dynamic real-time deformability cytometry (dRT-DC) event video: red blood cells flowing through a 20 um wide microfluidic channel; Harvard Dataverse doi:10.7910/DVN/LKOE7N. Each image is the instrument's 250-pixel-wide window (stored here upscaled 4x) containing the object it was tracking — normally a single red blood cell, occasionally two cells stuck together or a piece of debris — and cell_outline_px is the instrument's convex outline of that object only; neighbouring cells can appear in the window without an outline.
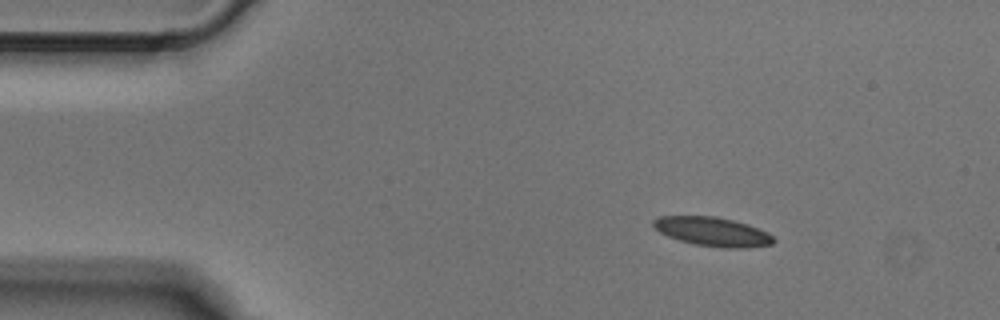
{"species": "Egyptian fruit bat (a non-hibernating species)", "species_latin": "Rousettus aegyptiacus", "temperature_condition": "cold", "stored_images_in_passage": 4, "camera_frame_rate_fps": 3000, "um_per_image_px": 0.085, "animal": {"sex": "male"}, "frame": {"image": 1, "passage_image": 2, "time_ms": 0.333, "image_size_px": [1000, 320], "cell_outline_px": [[776, 240], [772, 244], [744, 248], [724, 248], [696, 244], [680, 240], [668, 236], [660, 232], [652, 224], [652, 220], [660, 216], [716, 216], [748, 224], [768, 232]], "centroid_in_image_um": [60.58, 19.68], "position_along_channel_um": 24.4, "area_um2": 20.23}}
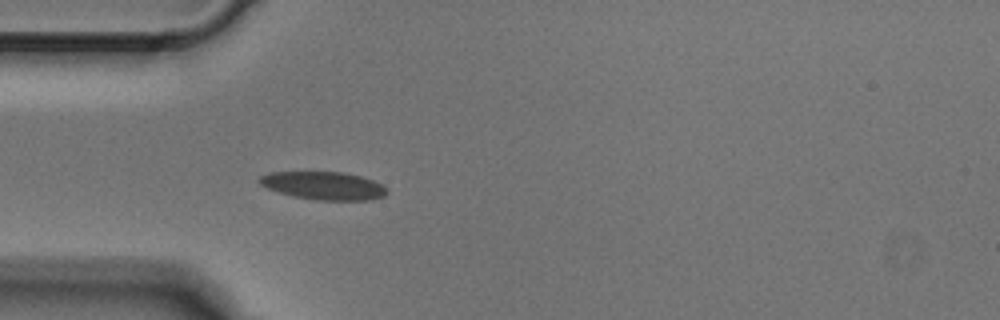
{"frame": {"image": 2, "passage_image": 4, "time_ms": 1.0, "image_size_px": [1000, 320], "cell_outline_px": [[388, 192], [384, 196], [372, 200], [316, 200], [296, 196], [280, 192], [268, 188], [260, 184], [256, 180], [260, 176], [268, 172], [344, 172], [360, 176], [372, 180], [388, 188]], "centroid_in_image_um": [27.52, 15.78], "position_along_channel_um": 57.5, "area_um2": 20.75}}